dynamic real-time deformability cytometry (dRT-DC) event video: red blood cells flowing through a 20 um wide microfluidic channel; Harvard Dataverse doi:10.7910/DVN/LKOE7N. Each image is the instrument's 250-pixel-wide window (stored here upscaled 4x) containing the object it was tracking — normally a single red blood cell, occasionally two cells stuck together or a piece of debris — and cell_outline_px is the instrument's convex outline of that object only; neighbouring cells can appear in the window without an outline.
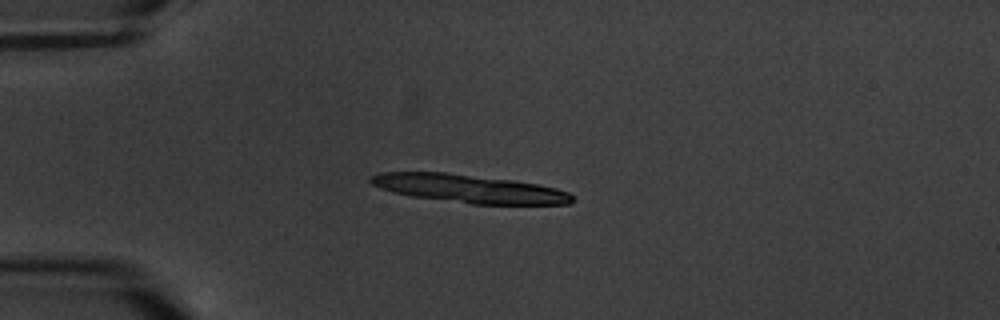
{"species": "common noctule bat (a hibernating species)", "species_latin": "Nyctalus noctula", "temperature_condition": "warm", "stored_images_in_passage": 5, "camera_frame_rate_fps": 3000, "um_per_image_px": 0.085, "animal": {"sex": "male", "body_mass_g": 20.1, "forearm_length_mm": 53.5}, "frame": {"image": 1, "passage_image": 3, "time_ms": 3.0, "image_size_px": [1000, 320], "cell_outline_px": [[576, 200], [572, 204], [472, 204], [412, 196], [392, 192], [380, 188], [372, 184], [368, 180], [368, 176], [380, 172], [444, 172], [512, 180], [536, 184], [556, 188], [568, 192]], "centroid_in_image_um": [39.85, 16.03], "position_along_channel_um": 45.1, "area_um2": 33.12}}